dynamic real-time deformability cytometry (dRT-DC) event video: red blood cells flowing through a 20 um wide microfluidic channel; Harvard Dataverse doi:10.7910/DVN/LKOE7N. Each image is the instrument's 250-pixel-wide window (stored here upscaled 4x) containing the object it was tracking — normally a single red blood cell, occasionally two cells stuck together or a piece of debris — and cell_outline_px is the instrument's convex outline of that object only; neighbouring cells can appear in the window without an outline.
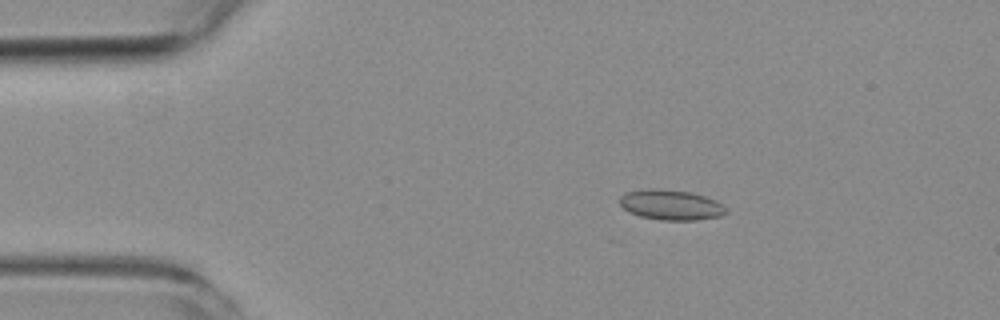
{"species": "common noctule bat (a hibernating species)", "species_latin": "Nyctalus noctula", "temperature_condition": "room temperature", "stored_images_in_passage": 5, "camera_frame_rate_fps": 3000, "um_per_image_px": 0.085, "animal": {"sex": "female", "body_mass_g": 19.3, "forearm_length_mm": 54.1}, "frame": {"image": 1, "passage_image": 2, "time_ms": 1.333, "image_size_px": [1000, 320], "cell_outline_px": [[728, 212], [720, 216], [696, 220], [660, 220], [640, 216], [628, 212], [620, 204], [620, 196], [624, 192], [648, 188], [656, 188], [692, 192], [716, 200], [724, 204]], "centroid_in_image_um": [57.03, 17.4], "position_along_channel_um": 28.0, "area_um2": 18.96}}
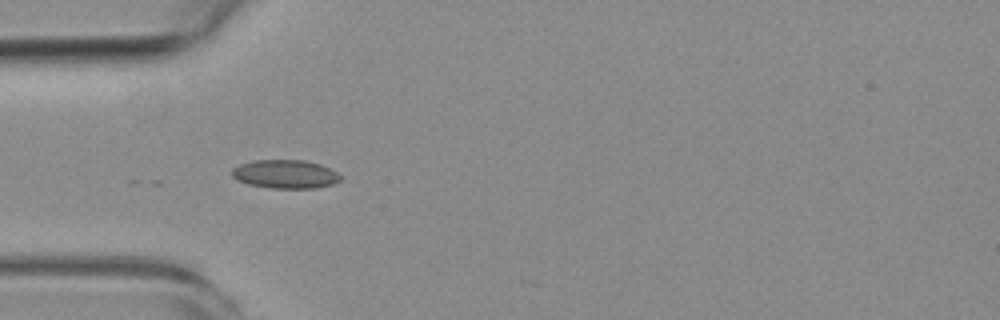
{"frame": {"image": 2, "passage_image": 4, "time_ms": 3.667, "image_size_px": [1000, 320], "cell_outline_px": [[340, 180], [332, 184], [316, 188], [268, 188], [248, 184], [236, 180], [232, 176], [232, 168], [240, 164], [252, 160], [304, 160], [320, 164], [336, 172], [340, 176]], "centroid_in_image_um": [24.2, 14.8], "position_along_channel_um": 60.8, "area_um2": 18.09}}
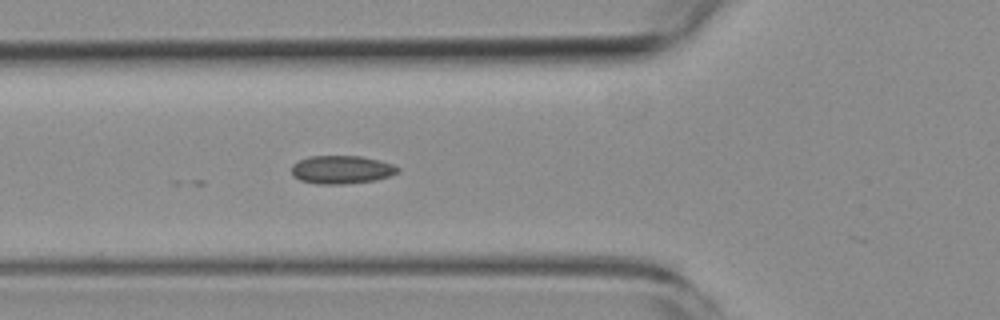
{"frame": {"image": 3, "passage_image": 5, "time_ms": 4.667, "image_size_px": [1000, 320], "cell_outline_px": [[400, 172], [392, 176], [376, 180], [344, 184], [316, 184], [300, 180], [292, 176], [292, 164], [308, 156], [360, 156], [380, 160], [392, 164], [400, 168]], "centroid_in_image_um": [29.06, 14.42], "position_along_channel_um": 96.7, "area_um2": 17.69}}